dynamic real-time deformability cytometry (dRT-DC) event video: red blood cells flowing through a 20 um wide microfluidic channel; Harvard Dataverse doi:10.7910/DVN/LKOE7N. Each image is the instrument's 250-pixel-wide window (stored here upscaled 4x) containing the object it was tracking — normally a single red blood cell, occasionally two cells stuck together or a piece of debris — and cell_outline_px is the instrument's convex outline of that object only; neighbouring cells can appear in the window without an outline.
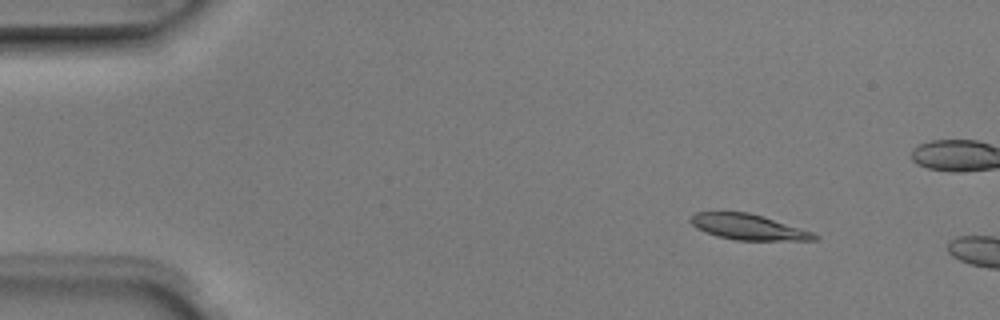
{"species": "Egyptian fruit bat (a non-hibernating species)", "species_latin": "Rousettus aegyptiacus", "temperature_condition": "room temperature", "stored_images_in_passage": 4, "camera_frame_rate_fps": 3000, "um_per_image_px": 0.085, "animal": {"sex": "male"}, "frame": {"image": 1, "passage_image": 3, "time_ms": 0.667, "image_size_px": [1000, 320], "cell_outline_px": [[820, 236], [816, 240], [736, 240], [716, 236], [696, 228], [688, 220], [696, 212], [748, 212], [800, 228], [812, 232]], "centroid_in_image_um": [63.57, 19.3], "position_along_channel_um": 21.4, "area_um2": 18.21}}